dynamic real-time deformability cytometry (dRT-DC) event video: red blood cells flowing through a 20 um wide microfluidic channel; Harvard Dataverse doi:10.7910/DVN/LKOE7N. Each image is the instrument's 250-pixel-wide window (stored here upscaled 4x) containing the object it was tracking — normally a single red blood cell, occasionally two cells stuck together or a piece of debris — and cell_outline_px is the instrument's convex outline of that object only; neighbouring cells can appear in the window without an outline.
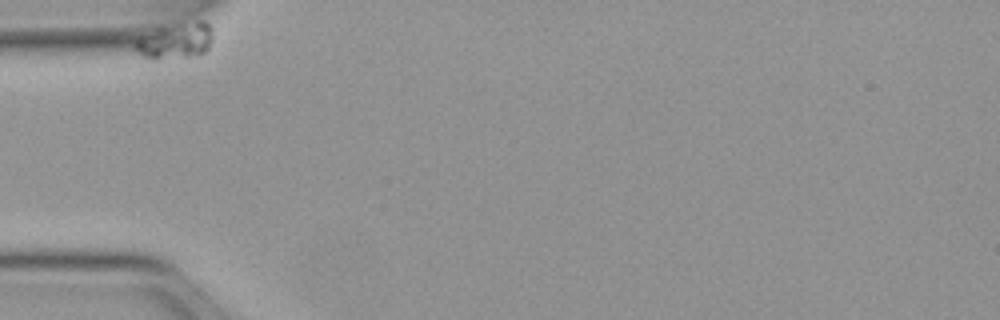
{"species": "Egyptian fruit bat (a non-hibernating species)", "species_latin": "Rousettus aegyptiacus", "temperature_condition": "warm", "stored_images_in_passage": 43, "camera_frame_rate_fps": 3000, "um_per_image_px": 0.085, "animal": {"sex": "female"}, "frame": {"image": 1, "passage_image": 1, "time_ms": 0.0, "image_size_px": [1000, 320], "cell_outline_px": [[212, 40], [208, 48], [200, 56], [144, 56], [132, 44], [136, 40], [160, 28], [196, 20], [204, 20], [212, 28]], "centroid_in_image_um": [15.04, 3.42], "position_along_channel_um": 70.0, "area_um2": 15.37}}
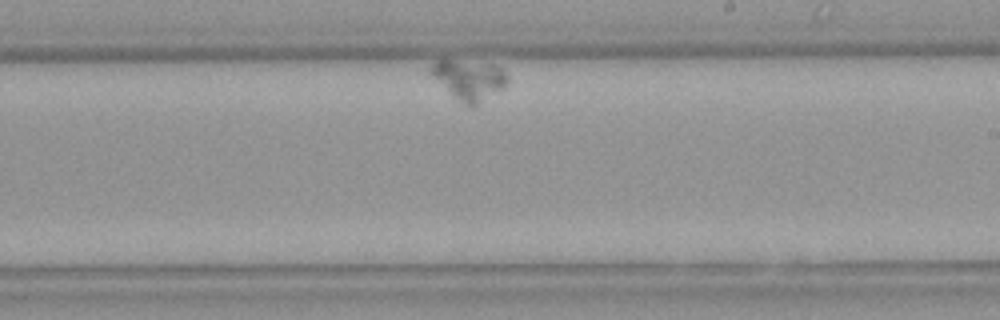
{"frame": {"image": 2, "passage_image": 28, "time_ms": 9.0, "image_size_px": [1000, 320], "cell_outline_px": [[508, 84], [504, 88], [476, 104], [468, 104], [452, 96], [428, 72], [428, 68], [436, 60], [452, 60], [492, 64], [504, 68], [508, 76]], "centroid_in_image_um": [39.88, 6.74], "position_along_channel_um": 249.1, "area_um2": 17.69}}
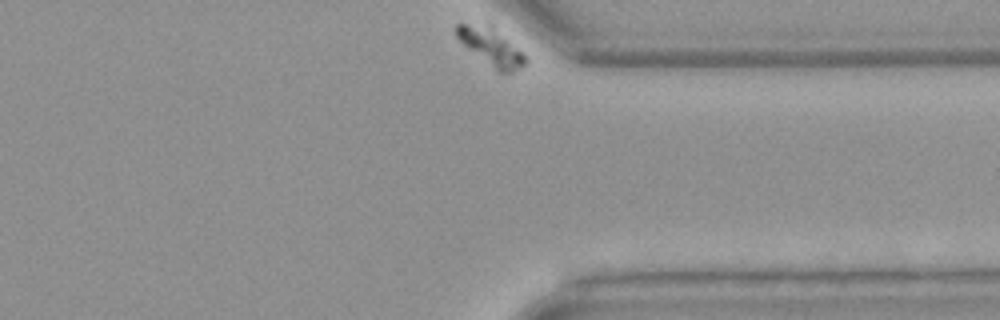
{"frame": {"image": 3, "passage_image": 43, "time_ms": 14.0, "image_size_px": [1000, 320], "cell_outline_px": [[528, 60], [520, 68], [512, 72], [496, 72], [468, 48], [456, 36], [456, 24], [492, 24], [524, 52], [528, 56]], "centroid_in_image_um": [41.81, 3.98], "position_along_channel_um": 369.6, "area_um2": 15.26}}